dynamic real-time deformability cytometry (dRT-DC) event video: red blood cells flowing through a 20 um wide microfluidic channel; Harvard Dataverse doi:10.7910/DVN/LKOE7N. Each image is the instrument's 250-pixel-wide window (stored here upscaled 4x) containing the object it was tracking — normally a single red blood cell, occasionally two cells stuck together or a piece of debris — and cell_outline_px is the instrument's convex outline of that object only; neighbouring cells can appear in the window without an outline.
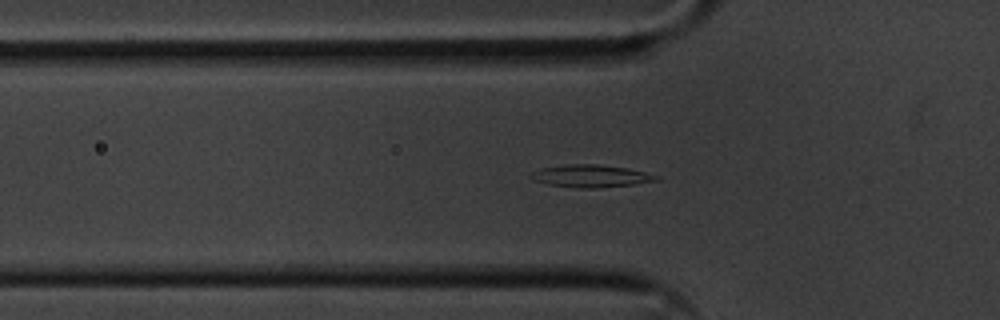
{"species": "common noctule bat (a hibernating species)", "species_latin": "Nyctalus noctula", "temperature_condition": "cold", "stored_images_in_passage": 40, "camera_frame_rate_fps": 3000, "um_per_image_px": 0.085, "animal": {"sex": "male", "body_mass_g": 20.1, "forearm_length_mm": 53.5}, "frame": {"image": 1, "passage_image": 3, "time_ms": 0.667, "image_size_px": [1000, 320], "cell_outline_px": [[660, 180], [632, 184], [600, 188], [580, 188], [548, 184], [532, 180], [528, 176], [532, 172], [540, 168], [564, 164], [596, 164], [628, 168], [660, 176]], "centroid_in_image_um": [50.19, 14.96], "position_along_channel_um": 75.6, "area_um2": 16.47}}
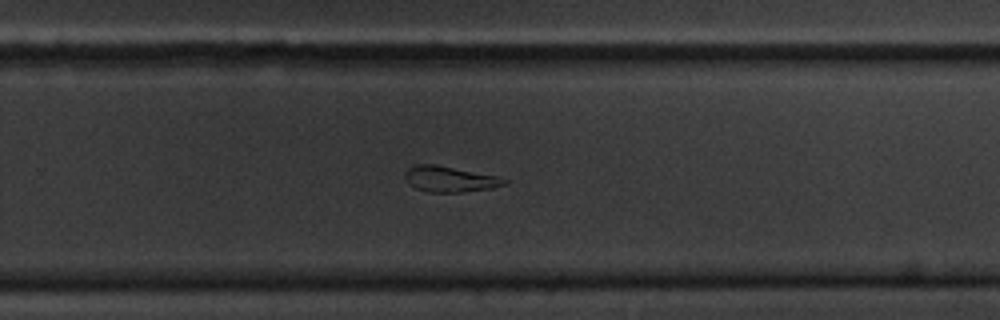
{"frame": {"image": 2, "passage_image": 21, "time_ms": 6.667, "image_size_px": [1000, 320], "cell_outline_px": [[508, 184], [492, 188], [460, 192], [432, 192], [416, 188], [408, 184], [404, 180], [404, 172], [408, 168], [420, 164], [436, 164], [500, 176], [508, 180]], "centroid_in_image_um": [38.25, 15.21], "position_along_channel_um": 291.5, "area_um2": 15.09}}
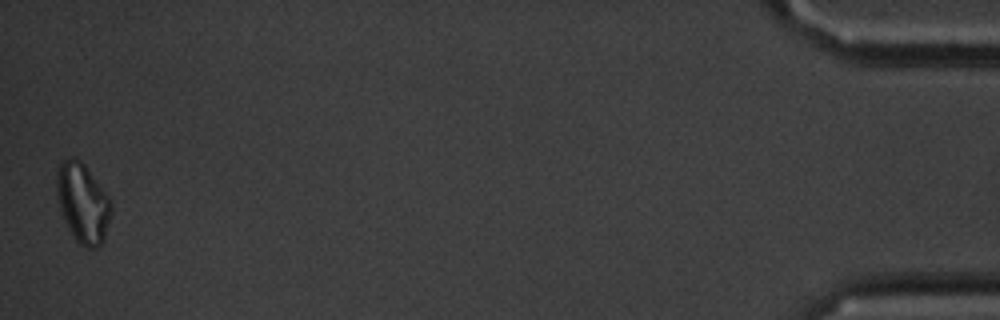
{"frame": {"image": 3, "passage_image": 40, "time_ms": 13.0, "image_size_px": [1000, 320], "cell_outline_px": [[112, 212], [104, 240], [96, 248], [88, 248], [80, 244], [76, 240], [68, 228], [64, 220], [60, 208], [56, 192], [56, 172], [60, 160], [68, 156], [80, 160], [84, 164], [108, 196], [112, 204]], "centroid_in_image_um": [7.02, 17.23], "position_along_channel_um": 428.2, "area_um2": 25.37}, "authors_computed_cell_mechanics": {"area_um2": 16.1262, "velocity_mm_per_s": 3.5871, "shape_relaxation_time_tau1_ms": 7.4793, "shape_relaxation_time_tau2_ms": 6.3854, "deformation_change_tau1": 0.166, "deformation_change_tau2": 0.1628}}